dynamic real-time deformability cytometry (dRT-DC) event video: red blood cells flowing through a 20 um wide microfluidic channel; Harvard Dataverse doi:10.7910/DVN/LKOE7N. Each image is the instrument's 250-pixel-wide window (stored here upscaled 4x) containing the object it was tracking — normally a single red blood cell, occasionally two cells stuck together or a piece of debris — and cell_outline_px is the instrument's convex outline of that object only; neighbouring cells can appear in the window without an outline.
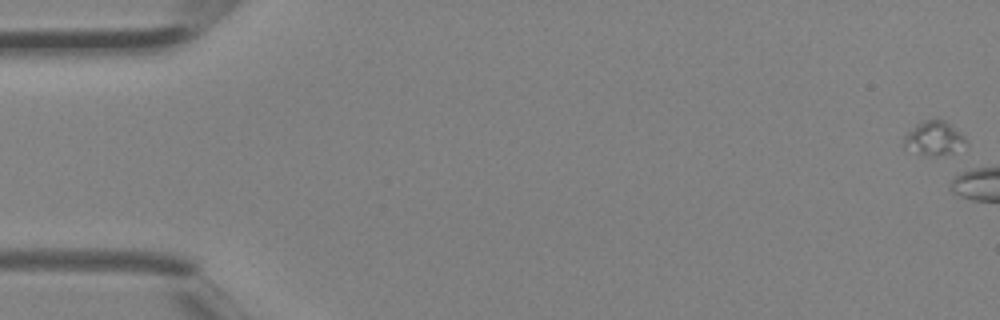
{"species": "Egyptian fruit bat (a non-hibernating species)", "species_latin": "Rousettus aegyptiacus", "temperature_condition": "room temperature", "stored_images_in_passage": 6, "segment_of_instrument_passage": [1, 2], "camera_frame_rate_fps": 3000, "um_per_image_px": 0.085, "animal": {"sex": "female"}, "frame": {"image": 1, "passage_image": 1, "time_ms": 0.0, "image_size_px": [1000, 320], "cell_outline_px": [[968, 144], [944, 156], [928, 156], [904, 148], [904, 136], [916, 124], [924, 120], [944, 120], [960, 132], [964, 136]], "centroid_in_image_um": [79.4, 11.77], "position_along_channel_um": 5.6, "area_um2": 12.25}}